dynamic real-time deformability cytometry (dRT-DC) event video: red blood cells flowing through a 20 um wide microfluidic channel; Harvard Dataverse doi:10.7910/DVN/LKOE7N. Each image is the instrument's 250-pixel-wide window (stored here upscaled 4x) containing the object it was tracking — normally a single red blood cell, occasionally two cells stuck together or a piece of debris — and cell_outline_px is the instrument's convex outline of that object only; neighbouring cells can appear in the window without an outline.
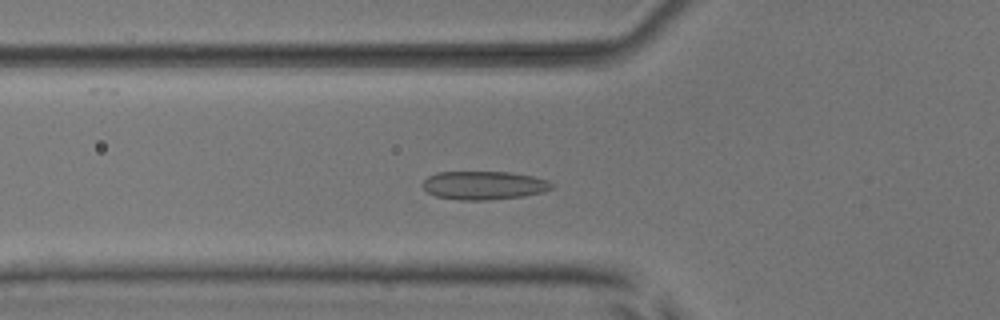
{"species": "common noctule bat (a hibernating species)", "species_latin": "Nyctalus noctula", "temperature_condition": "room temperature", "stored_images_in_passage": 52, "camera_frame_rate_fps": 3000, "um_per_image_px": 0.085, "animal": {"sex": "male", "body_mass_g": 17.9, "forearm_length_mm": 54.2}, "frame": {"image": 1, "passage_image": 18, "time_ms": 5.667, "image_size_px": [1000, 320], "cell_outline_px": [[556, 184], [552, 188], [544, 192], [524, 196], [488, 200], [460, 200], [436, 196], [428, 192], [420, 184], [428, 176], [436, 172], [508, 172], [532, 176], [548, 180]], "centroid_in_image_um": [41.14, 15.75], "position_along_channel_um": 84.7, "area_um2": 21.56}}
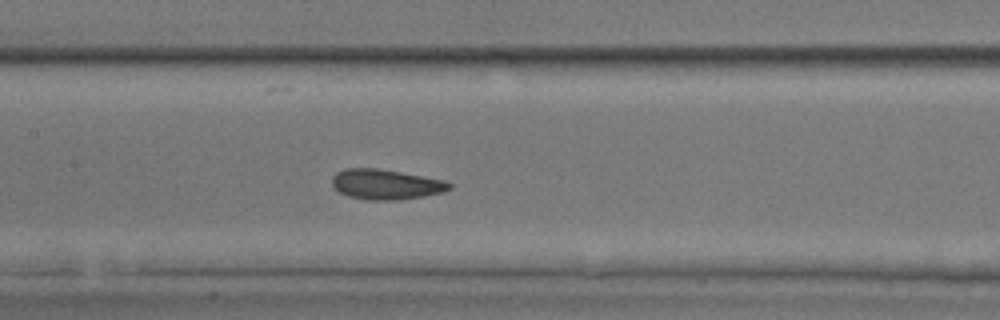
{"frame": {"image": 2, "passage_image": 25, "time_ms": 8.0, "image_size_px": [1000, 320], "cell_outline_px": [[452, 188], [444, 192], [424, 196], [396, 200], [364, 200], [348, 196], [340, 192], [332, 184], [332, 176], [336, 172], [344, 168], [376, 168], [400, 172], [444, 180], [452, 184]], "centroid_in_image_um": [32.79, 15.67], "position_along_channel_um": 174.6, "area_um2": 20.63}}
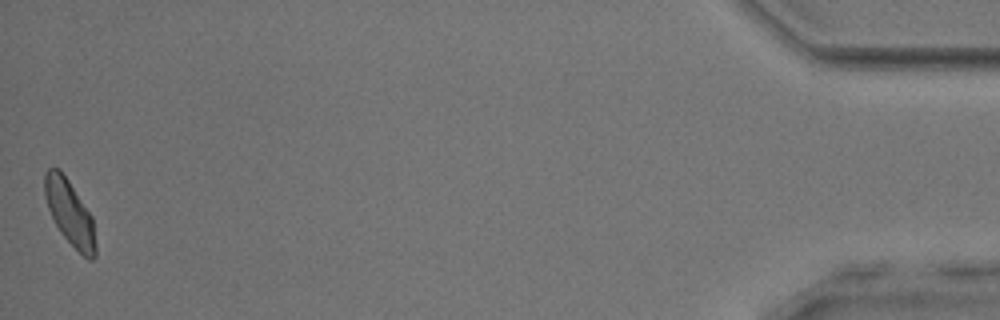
{"frame": {"image": 3, "passage_image": 52, "time_ms": 17.0, "image_size_px": [1000, 320], "cell_outline_px": [[96, 256], [92, 260], [88, 260], [60, 232], [48, 208], [44, 196], [44, 172], [48, 168], [60, 168], [92, 216], [96, 244]], "centroid_in_image_um": [5.92, 18.07], "position_along_channel_um": 429.3, "area_um2": 19.13}, "authors_computed_cell_mechanics": {"area_um2": 20.5768, "velocity_mm_per_s": 3.8533, "shape_relaxation_time_tau1_ms": 3.1465, "shape_relaxation_time_tau2_ms": 1.936, "deformation_change_tau1": 0.0907, "deformation_change_tau2": 0.0639}}